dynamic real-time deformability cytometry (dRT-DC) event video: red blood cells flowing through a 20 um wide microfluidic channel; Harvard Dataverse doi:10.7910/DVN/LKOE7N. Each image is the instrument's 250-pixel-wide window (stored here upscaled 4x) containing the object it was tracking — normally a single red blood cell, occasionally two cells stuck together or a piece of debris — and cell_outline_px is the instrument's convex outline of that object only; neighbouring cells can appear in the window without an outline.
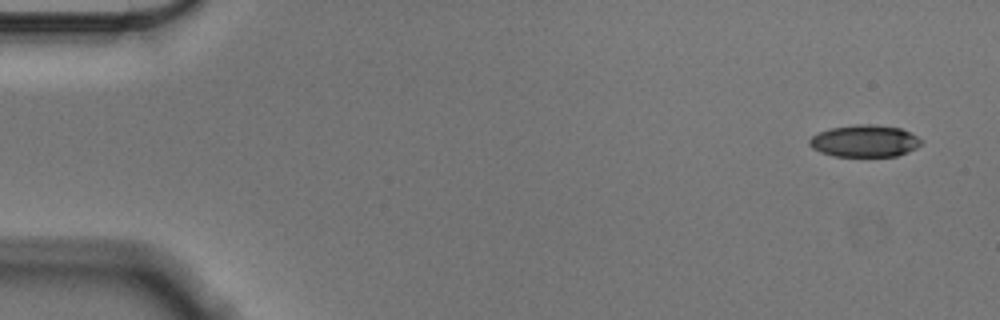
{"species": "Egyptian fruit bat (a non-hibernating species)", "species_latin": "Rousettus aegyptiacus", "temperature_condition": "cold", "stored_images_in_passage": 54, "camera_frame_rate_fps": 3000, "um_per_image_px": 0.085, "animal": {"sex": "male"}, "frame": {"image": 1, "passage_image": 1, "time_ms": 0.0, "image_size_px": [1000, 320], "cell_outline_px": [[924, 140], [916, 148], [908, 152], [896, 156], [836, 156], [820, 152], [812, 148], [808, 144], [808, 140], [812, 136], [828, 128], [856, 124], [876, 124], [900, 128]], "centroid_in_image_um": [73.48, 11.98], "position_along_channel_um": 11.5, "area_um2": 20.92}}
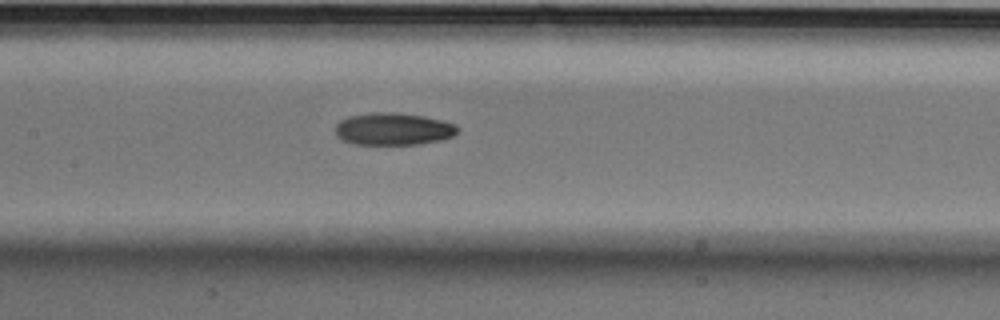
{"frame": {"image": 2, "passage_image": 25, "time_ms": 8.0, "image_size_px": [1000, 320], "cell_outline_px": [[460, 132], [444, 140], [420, 144], [352, 144], [336, 136], [336, 124], [340, 120], [348, 116], [368, 112], [396, 112], [424, 116], [444, 120], [456, 124], [460, 128]], "centroid_in_image_um": [33.47, 10.95], "position_along_channel_um": 173.9, "area_um2": 23.47}}
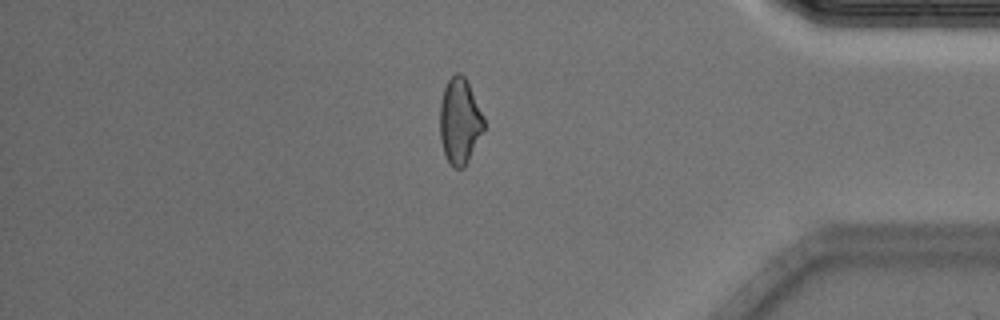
{"frame": {"image": 3, "passage_image": 46, "time_ms": 15.0, "image_size_px": [1000, 320], "cell_outline_px": [[484, 128], [464, 168], [452, 168], [444, 156], [440, 140], [440, 104], [444, 88], [448, 80], [456, 72], [460, 72], [468, 80], [484, 116]], "centroid_in_image_um": [39.07, 10.28], "position_along_channel_um": 396.1, "area_um2": 22.2}, "authors_computed_cell_mechanics": {"area_um2": 22.4264, "velocity_mm_per_s": 3.5694, "shape_relaxation_time_tau1_ms": 6.2296, "shape_relaxation_time_tau2_ms": 4.699, "deformation_change_tau1": 0.1487, "deformation_change_tau2": 0.124}}